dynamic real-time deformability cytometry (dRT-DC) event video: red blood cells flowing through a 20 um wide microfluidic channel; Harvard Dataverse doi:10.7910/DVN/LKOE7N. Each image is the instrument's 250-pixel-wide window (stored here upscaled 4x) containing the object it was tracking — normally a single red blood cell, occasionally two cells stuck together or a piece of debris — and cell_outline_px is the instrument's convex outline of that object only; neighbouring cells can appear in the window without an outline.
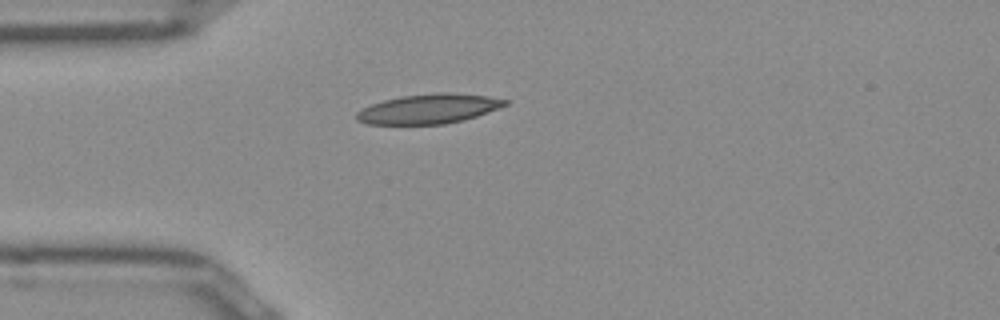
{"species": "Egyptian fruit bat (a non-hibernating species)", "species_latin": "Rousettus aegyptiacus", "temperature_condition": "room temperature", "stored_images_in_passage": 38, "camera_frame_rate_fps": 3000, "um_per_image_px": 0.085, "frame": {"image": 1, "passage_image": 1, "time_ms": 0.0, "image_size_px": [1000, 320], "cell_outline_px": [[512, 100], [508, 104], [476, 116], [444, 124], [368, 124], [356, 120], [356, 112], [372, 104], [384, 100], [400, 96], [436, 92], [452, 92], [488, 96]], "centroid_in_image_um": [36.46, 9.23], "position_along_channel_um": 48.5, "area_um2": 25.61}}
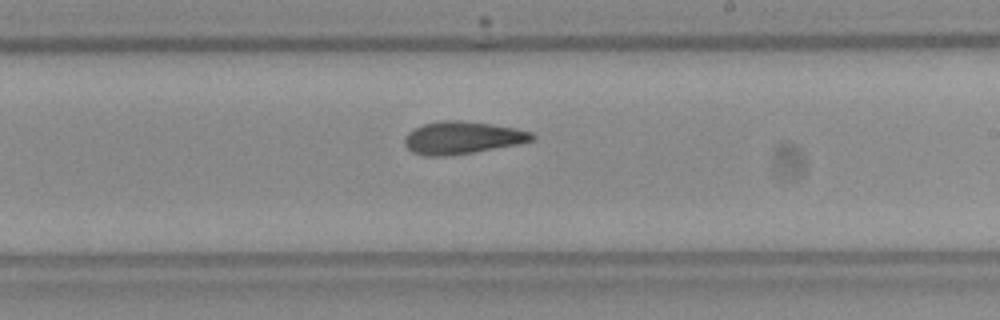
{"frame": {"image": 2, "passage_image": 17, "time_ms": 5.333, "image_size_px": [1000, 320], "cell_outline_px": [[536, 140], [520, 144], [448, 156], [424, 156], [412, 152], [404, 144], [404, 140], [408, 132], [412, 128], [424, 124], [440, 120], [460, 120], [516, 128], [532, 132], [536, 136]], "centroid_in_image_um": [39.3, 11.71], "position_along_channel_um": 249.7, "area_um2": 24.28}}
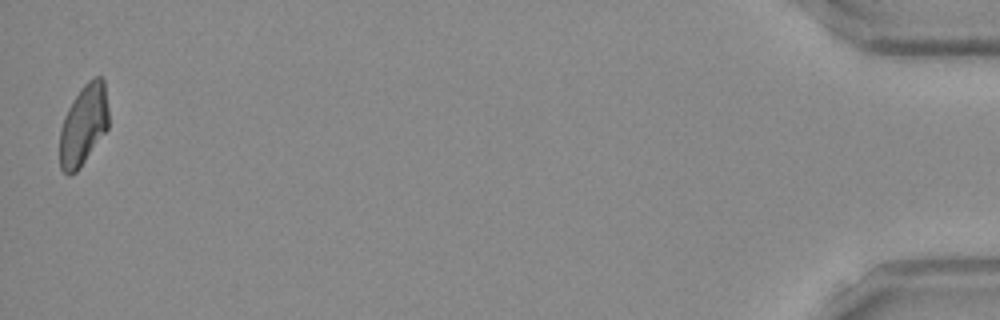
{"frame": {"image": 3, "passage_image": 38, "time_ms": 12.333, "image_size_px": [1000, 320], "cell_outline_px": [[108, 128], [80, 168], [76, 172], [68, 176], [60, 168], [60, 128], [64, 116], [68, 108], [80, 88], [92, 76], [104, 76], [108, 108]], "centroid_in_image_um": [7.1, 10.6], "position_along_channel_um": 428.1, "area_um2": 23.24}, "authors_computed_cell_mechanics": {"area_um2": 23.8136, "velocity_mm_per_s": 3.9575, "shape_relaxation_time_tau1_ms": null, "shape_relaxation_time_tau2_ms": 3.4284, "deformation_change_tau1": null, "deformation_change_tau2": 0.1074}}